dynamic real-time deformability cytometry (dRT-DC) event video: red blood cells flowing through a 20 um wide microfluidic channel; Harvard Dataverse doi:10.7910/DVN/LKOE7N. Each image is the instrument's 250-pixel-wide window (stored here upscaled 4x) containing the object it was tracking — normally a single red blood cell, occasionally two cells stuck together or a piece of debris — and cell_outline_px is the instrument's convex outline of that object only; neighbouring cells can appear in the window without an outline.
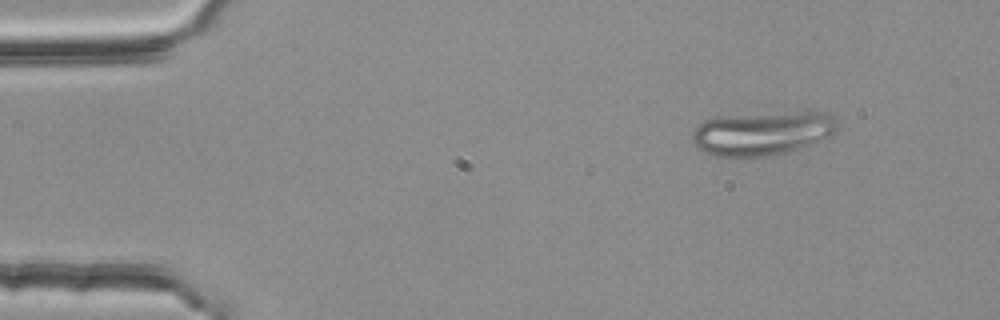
{"species": "common noctule bat (a hibernating species)", "species_latin": "Nyctalus noctula", "temperature_condition": "room temperature", "stored_images_in_passage": 3, "camera_frame_rate_fps": 3000, "um_per_image_px": 0.085, "animal": {"sex": "female", "body_mass_g": 25.1}, "frame": {"image": 1, "passage_image": 1, "time_ms": 0.0, "image_size_px": [1000, 320], "cell_outline_px": [[836, 132], [832, 136], [812, 144], [784, 152], [768, 156], [716, 156], [696, 148], [692, 144], [692, 132], [704, 120], [712, 116], [804, 108], [812, 108], [828, 112], [836, 120]], "centroid_in_image_um": [64.85, 11.23], "position_along_channel_um": 20.1, "area_um2": 38.78}}